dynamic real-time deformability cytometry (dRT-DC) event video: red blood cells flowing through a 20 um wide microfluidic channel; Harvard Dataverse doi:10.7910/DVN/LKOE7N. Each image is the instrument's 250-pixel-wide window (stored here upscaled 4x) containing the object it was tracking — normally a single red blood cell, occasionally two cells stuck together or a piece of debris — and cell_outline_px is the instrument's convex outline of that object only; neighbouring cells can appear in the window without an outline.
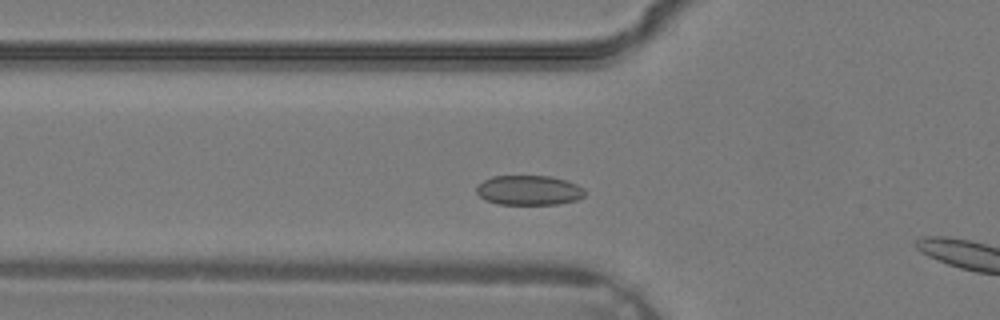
{"species": "common noctule bat (a hibernating species)", "species_latin": "Nyctalus noctula", "temperature_condition": "warm", "stored_images_in_passage": 7, "camera_frame_rate_fps": 3000, "um_per_image_px": 0.085, "animal": {"sex": "male", "body_mass_g": 19.2, "forearm_length_mm": 51.8}, "frame": {"image": 1, "passage_image": 6, "time_ms": 1.667, "image_size_px": [1000, 320], "cell_outline_px": [[584, 196], [576, 200], [556, 204], [496, 204], [484, 200], [476, 192], [476, 188], [484, 180], [492, 176], [552, 176], [568, 180], [584, 188]], "centroid_in_image_um": [44.96, 16.17], "position_along_channel_um": 80.8, "area_um2": 18.84}}